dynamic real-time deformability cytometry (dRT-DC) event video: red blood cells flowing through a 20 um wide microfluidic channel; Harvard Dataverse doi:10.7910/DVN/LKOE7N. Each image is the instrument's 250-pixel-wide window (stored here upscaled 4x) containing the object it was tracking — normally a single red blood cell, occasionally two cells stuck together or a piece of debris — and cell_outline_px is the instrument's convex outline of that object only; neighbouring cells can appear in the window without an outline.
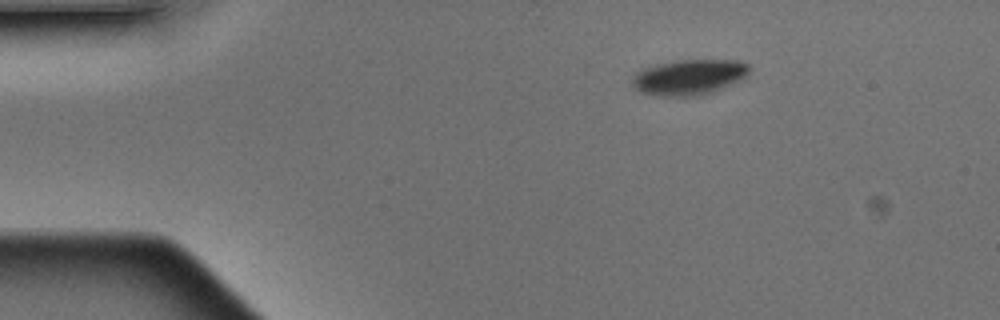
{"species": "Egyptian fruit bat (a non-hibernating species)", "species_latin": "Rousettus aegyptiacus", "temperature_condition": "warm", "stored_images_in_passage": 5, "camera_frame_rate_fps": 3000, "um_per_image_px": 0.085, "animal": {"sex": "male"}, "frame": {"image": 1, "passage_image": 1, "time_ms": 0.0, "image_size_px": [1000, 320], "cell_outline_px": [[748, 72], [740, 80], [712, 92], [696, 96], [660, 96], [640, 92], [632, 84], [632, 76], [636, 72], [644, 68], [656, 64], [680, 60], [740, 60], [748, 64]], "centroid_in_image_um": [58.54, 6.55], "position_along_channel_um": 26.5, "area_um2": 24.04}}
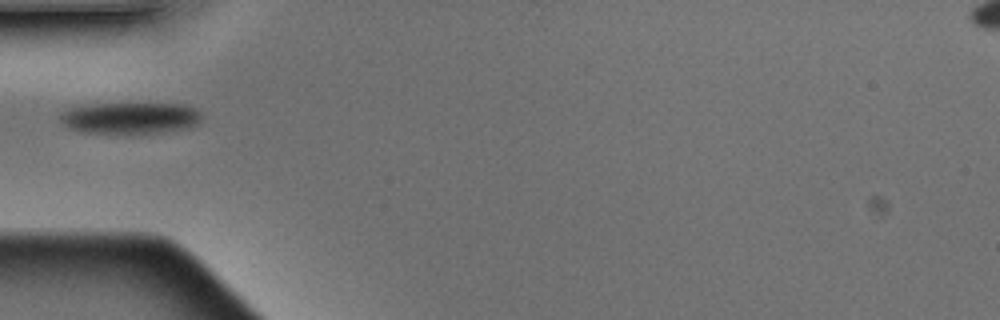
{"frame": {"image": 2, "passage_image": 3, "time_ms": 0.667, "image_size_px": [1000, 320], "cell_outline_px": [[200, 124], [188, 128], [156, 132], [84, 132], [68, 128], [60, 120], [60, 116], [64, 112], [72, 108], [92, 104], [184, 104], [196, 108], [200, 112]], "centroid_in_image_um": [11.12, 10.01], "position_along_channel_um": 73.9, "area_um2": 25.37}}
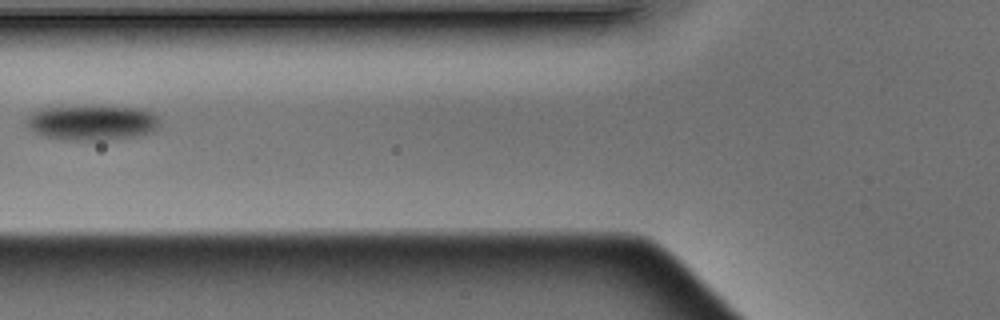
{"frame": {"image": 3, "passage_image": 4, "time_ms": 1.0, "image_size_px": [1000, 320], "cell_outline_px": [[160, 124], [152, 132], [132, 136], [104, 140], [68, 140], [48, 136], [36, 132], [28, 128], [28, 116], [32, 112], [40, 108], [136, 108], [152, 112], [160, 120]], "centroid_in_image_um": [7.84, 10.45], "position_along_channel_um": 118.0, "area_um2": 26.18}}